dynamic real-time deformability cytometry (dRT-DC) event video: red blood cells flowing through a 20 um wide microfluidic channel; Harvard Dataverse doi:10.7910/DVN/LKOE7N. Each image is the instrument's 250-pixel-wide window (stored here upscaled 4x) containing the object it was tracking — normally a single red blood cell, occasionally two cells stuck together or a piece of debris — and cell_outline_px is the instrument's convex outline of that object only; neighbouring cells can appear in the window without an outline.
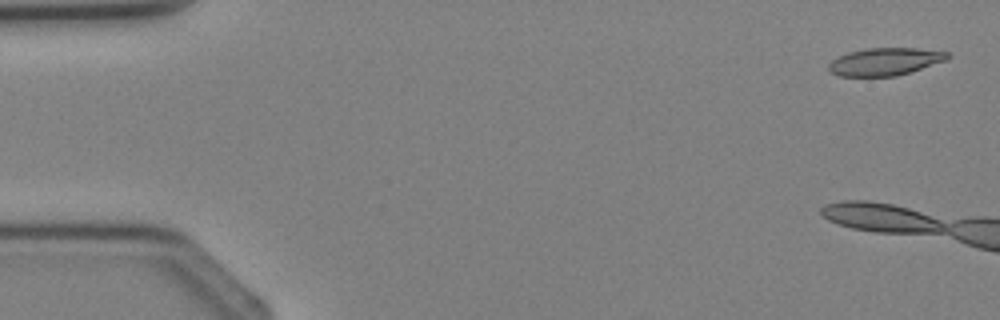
{"species": "Egyptian fruit bat (a non-hibernating species)", "species_latin": "Rousettus aegyptiacus", "temperature_condition": "cold", "stored_images_in_passage": 3, "segment_of_instrument_passage": [2, 2], "camera_frame_rate_fps": 3000, "um_per_image_px": 0.085, "animal": {"sex": "female"}, "frame": {"image": 1, "passage_image": 3, "time_ms": 2.333, "image_size_px": [1000, 320], "cell_outline_px": [[952, 56], [948, 60], [896, 76], [840, 76], [828, 72], [828, 64], [832, 60], [848, 52], [868, 48], [916, 48], [948, 52]], "centroid_in_image_um": [75.23, 5.24], "position_along_channel_um": 9.8, "area_um2": 19.13}}